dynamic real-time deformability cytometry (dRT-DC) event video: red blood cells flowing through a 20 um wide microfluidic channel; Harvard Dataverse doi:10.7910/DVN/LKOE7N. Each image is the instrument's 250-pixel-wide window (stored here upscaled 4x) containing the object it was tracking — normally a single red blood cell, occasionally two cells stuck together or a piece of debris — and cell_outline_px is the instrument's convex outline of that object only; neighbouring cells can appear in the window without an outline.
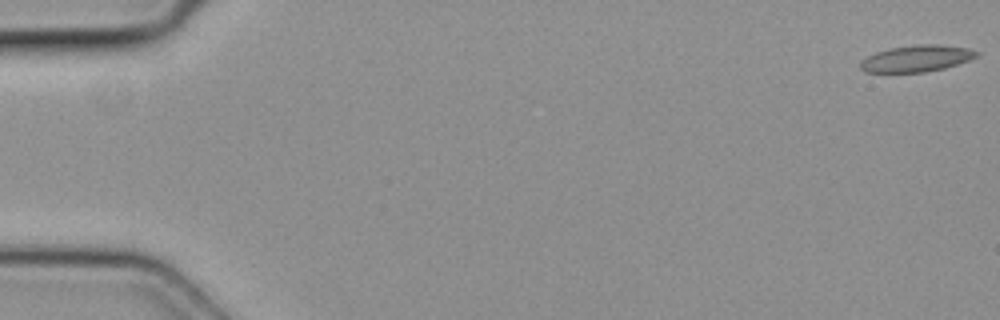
{"species": "common noctule bat (a hibernating species)", "species_latin": "Nyctalus noctula", "temperature_condition": "cold", "stored_images_in_passage": 3, "camera_frame_rate_fps": 3000, "um_per_image_px": 0.085, "animal": {"sex": "female", "body_mass_g": 19.3, "forearm_length_mm": 54.1}, "frame": {"image": 1, "passage_image": 1, "time_ms": 0.0, "image_size_px": [1000, 320], "cell_outline_px": [[980, 52], [976, 56], [968, 60], [944, 68], [924, 72], [864, 72], [860, 68], [860, 60], [876, 52], [888, 48], [920, 44], [936, 44], [968, 48]], "centroid_in_image_um": [77.87, 4.97], "position_along_channel_um": 7.1, "area_um2": 17.86}}